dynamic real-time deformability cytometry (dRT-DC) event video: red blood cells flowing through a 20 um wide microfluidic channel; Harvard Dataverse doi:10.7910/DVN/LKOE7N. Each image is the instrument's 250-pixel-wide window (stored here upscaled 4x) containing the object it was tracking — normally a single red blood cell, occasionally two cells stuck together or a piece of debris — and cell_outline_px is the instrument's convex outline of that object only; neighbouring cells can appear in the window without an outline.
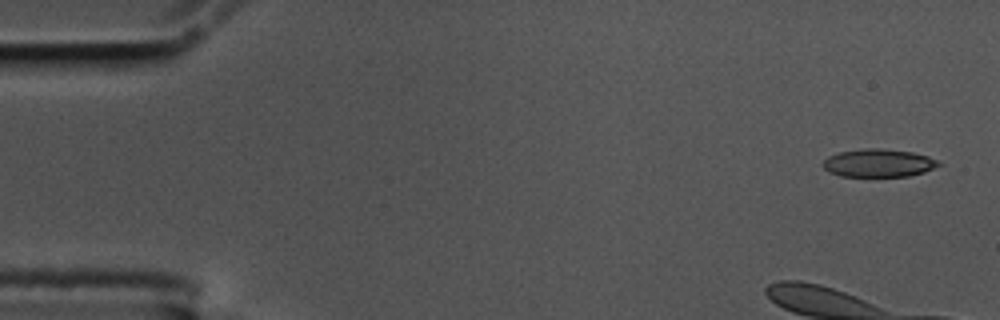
{"species": "common noctule bat (a hibernating species)", "species_latin": "Nyctalus noctula", "temperature_condition": "cold", "stored_images_in_passage": 10, "camera_frame_rate_fps": 3000, "um_per_image_px": 0.085, "animal": {"sex": "male", "body_mass_g": 17.5, "forearm_length_mm": 52.3}, "frame": {"image": 1, "passage_image": 1, "time_ms": 0.0, "image_size_px": [1000, 320], "cell_outline_px": [[944, 164], [924, 172], [908, 176], [840, 176], [828, 172], [820, 164], [828, 156], [840, 152], [864, 148], [880, 148], [912, 152], [928, 156]], "centroid_in_image_um": [74.66, 13.85], "position_along_channel_um": 10.3, "area_um2": 18.96}}